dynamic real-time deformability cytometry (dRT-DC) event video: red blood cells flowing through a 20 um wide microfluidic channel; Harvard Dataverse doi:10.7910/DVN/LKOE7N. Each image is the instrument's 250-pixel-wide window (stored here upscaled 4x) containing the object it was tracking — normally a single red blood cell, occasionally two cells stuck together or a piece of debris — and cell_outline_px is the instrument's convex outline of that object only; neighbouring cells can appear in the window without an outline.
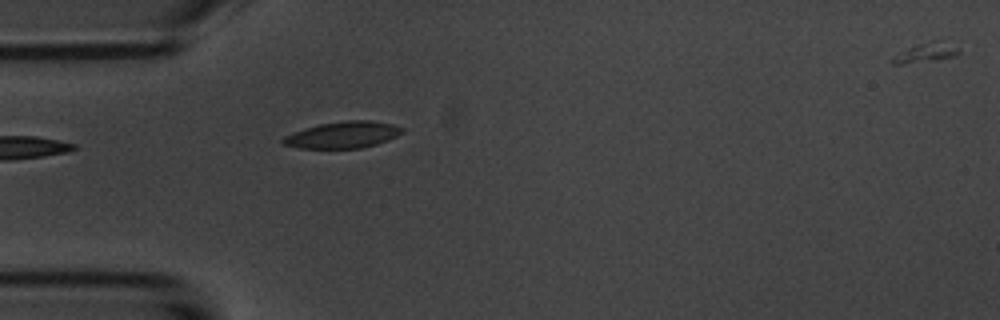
{"species": "common noctule bat (a hibernating species)", "species_latin": "Nyctalus noctula", "temperature_condition": "room temperature", "stored_images_in_passage": 18, "camera_frame_rate_fps": 3000, "um_per_image_px": 0.085, "animal": {"sex": "male", "body_mass_g": 20.1, "forearm_length_mm": 53.5}, "frame": {"image": 1, "passage_image": 1, "time_ms": 0.0, "image_size_px": [1000, 320], "cell_outline_px": [[404, 132], [388, 140], [376, 144], [360, 148], [300, 148], [284, 144], [280, 140], [284, 136], [304, 128], [320, 124], [344, 120], [368, 120], [392, 124], [404, 128]], "centroid_in_image_um": [29.15, 11.45], "position_along_channel_um": 55.8, "area_um2": 18.38}}
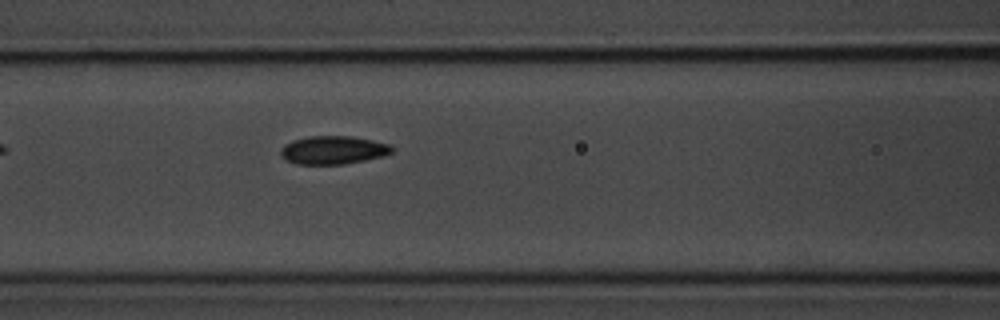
{"frame": {"image": 2, "passage_image": 8, "time_ms": 2.333, "image_size_px": [1000, 320], "cell_outline_px": [[396, 148], [392, 152], [384, 156], [344, 164], [296, 164], [284, 160], [280, 156], [280, 148], [284, 144], [292, 140], [308, 136], [352, 136], [392, 144]], "centroid_in_image_um": [28.31, 12.75], "position_along_channel_um": 138.3, "area_um2": 18.67}}
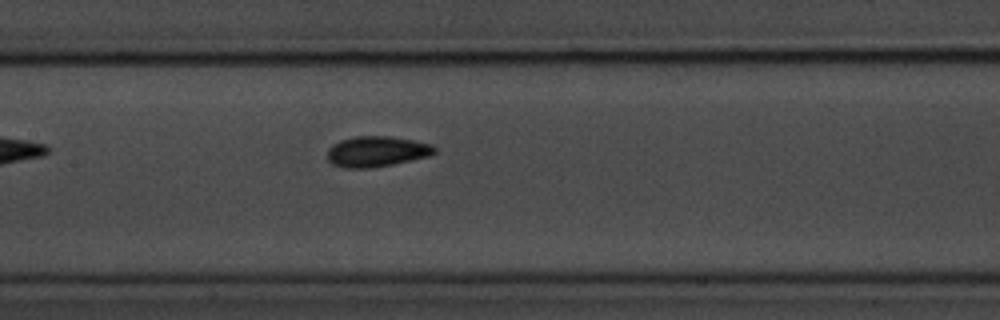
{"frame": {"image": 3, "passage_image": 11, "time_ms": 3.333, "image_size_px": [1000, 320], "cell_outline_px": [[436, 152], [428, 156], [392, 164], [368, 168], [344, 168], [332, 164], [328, 160], [328, 148], [332, 144], [340, 140], [356, 136], [388, 136], [412, 140], [432, 144], [436, 148]], "centroid_in_image_um": [31.99, 12.87], "position_along_channel_um": 175.4, "area_um2": 19.02}}